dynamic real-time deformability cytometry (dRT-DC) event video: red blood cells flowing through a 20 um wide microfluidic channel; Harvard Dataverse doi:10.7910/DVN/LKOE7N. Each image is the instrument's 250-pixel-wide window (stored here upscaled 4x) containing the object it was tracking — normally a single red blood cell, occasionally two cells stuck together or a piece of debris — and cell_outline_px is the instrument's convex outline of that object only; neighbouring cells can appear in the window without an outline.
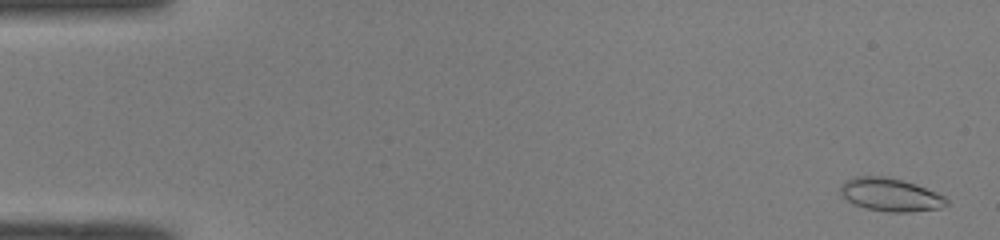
{"species": "common noctule bat (a hibernating species)", "species_latin": "Nyctalus noctula", "temperature_condition": "room temperature", "stored_images_in_passage": 51, "camera_frame_rate_fps": 3000, "um_per_image_px": 0.085, "animal": {"sex": "male", "body_mass_g": 19.0, "forearm_length_mm": 50.8}, "frame": {"image": 1, "passage_image": 2, "time_ms": 0.333, "image_size_px": [1000, 240], "cell_outline_px": [[948, 204], [940, 208], [908, 212], [888, 212], [868, 208], [856, 204], [840, 196], [840, 188], [848, 180], [856, 176], [888, 176], [916, 184], [936, 192], [944, 196], [948, 200]], "centroid_in_image_um": [75.71, 16.54], "position_along_channel_um": 9.3, "area_um2": 20.29}}
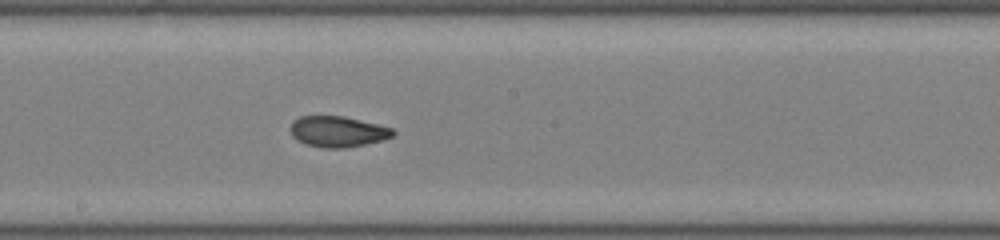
{"frame": {"image": 2, "passage_image": 28, "time_ms": 9.0, "image_size_px": [1000, 240], "cell_outline_px": [[396, 132], [392, 136], [380, 140], [364, 144], [344, 148], [324, 148], [304, 144], [296, 140], [292, 136], [292, 120], [300, 116], [344, 116], [392, 128]], "centroid_in_image_um": [28.67, 11.18], "position_along_channel_um": 219.5, "area_um2": 18.26}}
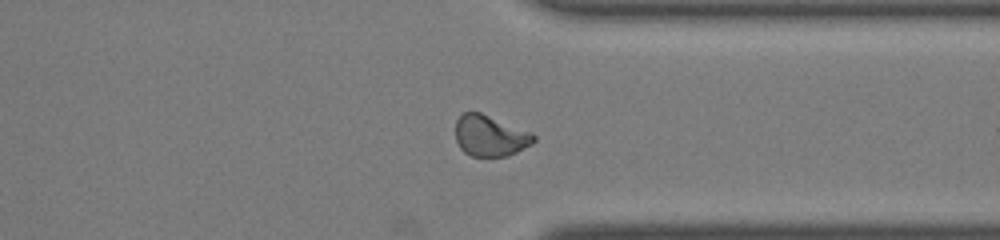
{"frame": {"image": 3, "passage_image": 39, "time_ms": 12.667, "image_size_px": [1000, 240], "cell_outline_px": [[536, 140], [532, 144], [508, 156], [472, 156], [464, 152], [460, 148], [456, 140], [456, 120], [464, 112], [480, 112], [532, 132], [536, 136]], "centroid_in_image_um": [41.67, 11.54], "position_along_channel_um": 369.7, "area_um2": 18.73}, "authors_computed_cell_mechanics": {"area_um2": 18.9584, "velocity_mm_per_s": 4.1072, "shape_relaxation_time_tau1_ms": 9.5309, "shape_relaxation_time_tau2_ms": 1.3362, "deformation_change_tau1": 0.2013, "deformation_change_tau2": 0.067}}